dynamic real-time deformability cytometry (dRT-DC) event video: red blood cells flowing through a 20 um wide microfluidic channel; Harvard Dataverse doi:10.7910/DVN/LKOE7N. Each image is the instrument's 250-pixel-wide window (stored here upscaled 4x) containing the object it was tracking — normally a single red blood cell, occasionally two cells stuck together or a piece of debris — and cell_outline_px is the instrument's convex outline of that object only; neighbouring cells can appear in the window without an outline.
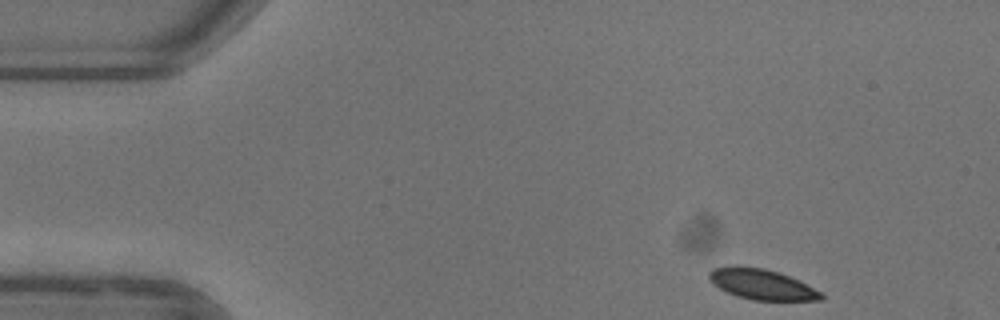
{"species": "common noctule bat (a hibernating species)", "species_latin": "Nyctalus noctula", "temperature_condition": "warm", "stored_images_in_passage": 48, "camera_frame_rate_fps": 3000, "um_per_image_px": 0.085, "animal": {"sex": "female"}, "frame": {"image": 1, "passage_image": 1, "time_ms": 0.0, "image_size_px": [1000, 320], "cell_outline_px": [[824, 300], [756, 300], [736, 296], [712, 284], [708, 276], [708, 272], [712, 268], [736, 264], [764, 268], [780, 272], [824, 292]], "centroid_in_image_um": [64.74, 24.14], "position_along_channel_um": 20.3, "area_um2": 20.23}}
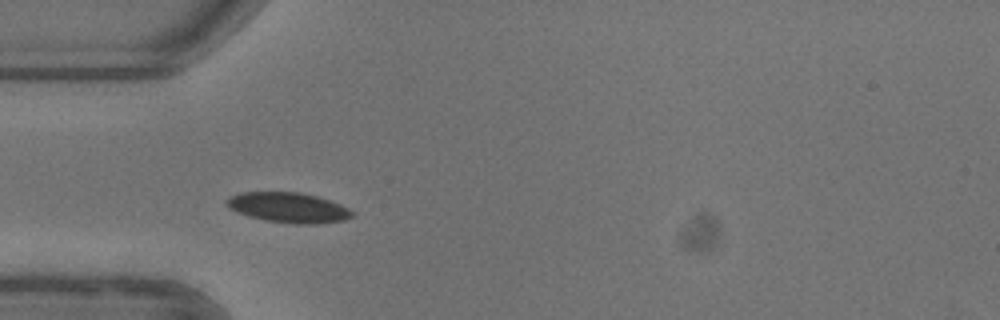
{"frame": {"image": 2, "passage_image": 11, "time_ms": 3.333, "image_size_px": [1000, 320], "cell_outline_px": [[352, 216], [344, 220], [316, 224], [296, 224], [264, 220], [248, 216], [236, 212], [228, 208], [224, 204], [224, 200], [240, 192], [300, 192], [316, 196], [340, 204], [348, 208], [352, 212]], "centroid_in_image_um": [24.45, 17.64], "position_along_channel_um": 60.5, "area_um2": 22.08}}
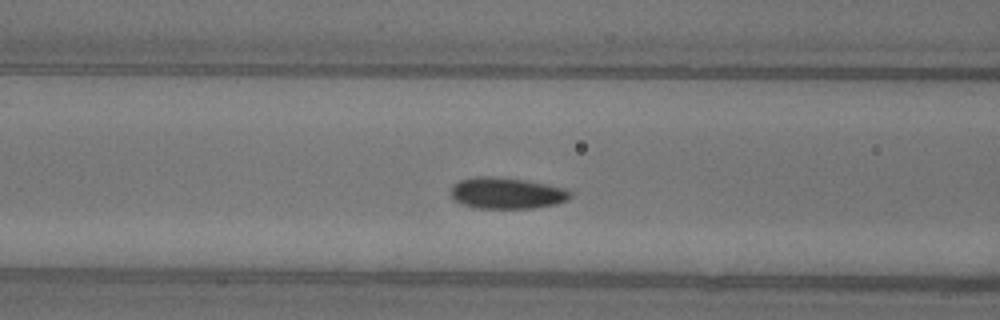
{"frame": {"image": 3, "passage_image": 16, "time_ms": 5.0, "image_size_px": [1000, 320], "cell_outline_px": [[572, 196], [568, 200], [556, 204], [532, 208], [472, 208], [452, 200], [452, 184], [460, 180], [476, 176], [492, 176], [524, 180], [564, 188], [572, 192]], "centroid_in_image_um": [43.04, 16.42], "position_along_channel_um": 123.6, "area_um2": 21.85}, "authors_computed_cell_mechanics": {"area_um2": 21.0103, "velocity_mm_per_s": 3.8798, "shape_relaxation_time_tau1_ms": 2.4363, "shape_relaxation_time_tau2_ms": null, "deformation_change_tau1": 0.0877, "deformation_change_tau2": null}}